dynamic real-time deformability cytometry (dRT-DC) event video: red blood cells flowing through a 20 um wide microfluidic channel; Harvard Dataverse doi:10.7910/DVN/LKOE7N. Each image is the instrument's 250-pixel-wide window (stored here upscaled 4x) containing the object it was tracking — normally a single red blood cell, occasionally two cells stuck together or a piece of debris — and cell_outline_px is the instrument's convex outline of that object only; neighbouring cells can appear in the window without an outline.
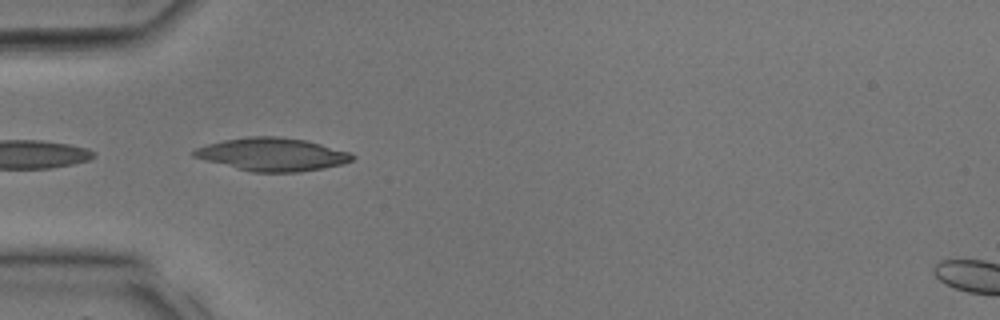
{"species": "common noctule bat (a hibernating species)", "species_latin": "Nyctalus noctula", "temperature_condition": "room temperature", "stored_images_in_passage": 6, "camera_frame_rate_fps": 3000, "um_per_image_px": 0.085, "animal": {"sex": "male", "body_mass_g": 17.9, "forearm_length_mm": 54.2}, "frame": {"image": 1, "passage_image": 4, "time_ms": 1.0, "image_size_px": [1000, 320], "cell_outline_px": [[356, 156], [352, 160], [344, 164], [324, 168], [300, 172], [252, 172], [204, 160], [192, 156], [192, 152], [196, 148], [208, 144], [224, 140], [252, 136], [276, 136], [308, 140], [348, 152]], "centroid_in_image_um": [23.16, 13.13], "position_along_channel_um": 61.8, "area_um2": 30.4}}